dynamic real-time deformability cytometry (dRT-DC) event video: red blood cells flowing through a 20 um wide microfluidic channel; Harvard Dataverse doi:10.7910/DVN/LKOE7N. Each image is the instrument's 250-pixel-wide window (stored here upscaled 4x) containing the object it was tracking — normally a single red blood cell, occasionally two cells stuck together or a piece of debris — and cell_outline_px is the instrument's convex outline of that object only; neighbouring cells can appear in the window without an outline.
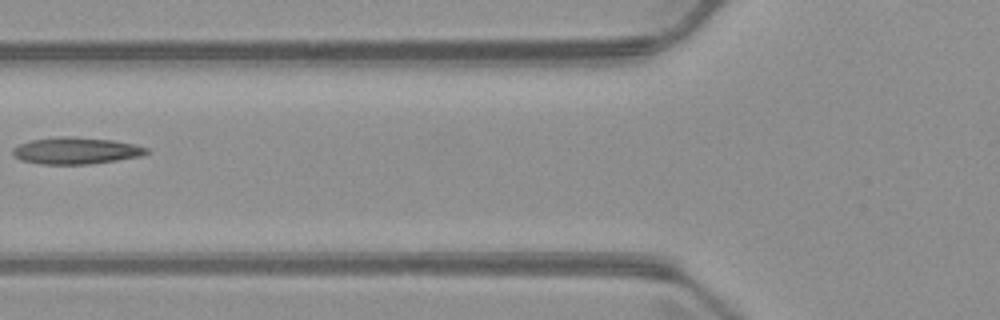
{"species": "common noctule bat (a hibernating species)", "species_latin": "Nyctalus noctula", "temperature_condition": "warm", "stored_images_in_passage": 3, "camera_frame_rate_fps": 3000, "um_per_image_px": 0.085, "animal": {"sex": "male", "body_mass_g": 23.1, "forearm_length_mm": 52.7}, "frame": {"image": 1, "passage_image": 2, "time_ms": 1.333, "image_size_px": [1000, 320], "cell_outline_px": [[148, 152], [140, 156], [116, 160], [88, 164], [44, 164], [20, 160], [12, 152], [12, 148], [20, 144], [32, 140], [60, 136], [72, 136], [112, 140], [136, 144], [148, 148]], "centroid_in_image_um": [6.46, 12.8], "position_along_channel_um": 119.3, "area_um2": 20.69}}
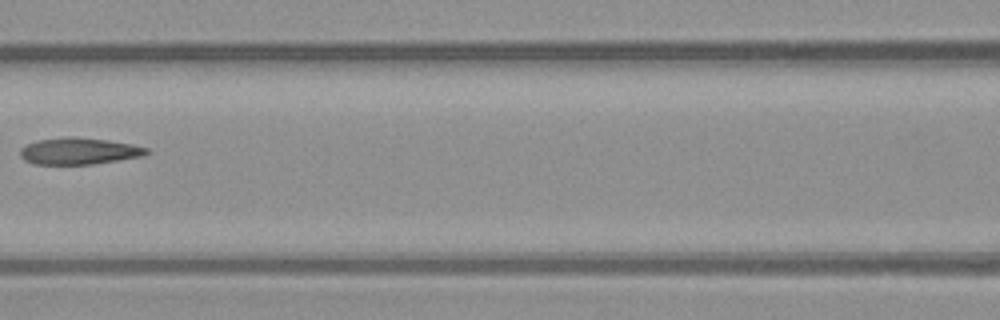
{"frame": {"image": 2, "passage_image": 3, "time_ms": 2.333, "image_size_px": [1000, 320], "cell_outline_px": [[152, 152], [144, 156], [92, 164], [32, 164], [24, 160], [20, 156], [20, 148], [36, 140], [68, 136], [72, 136], [108, 140], [132, 144], [148, 148]], "centroid_in_image_um": [6.72, 12.84], "position_along_channel_um": 159.9, "area_um2": 19.83}}